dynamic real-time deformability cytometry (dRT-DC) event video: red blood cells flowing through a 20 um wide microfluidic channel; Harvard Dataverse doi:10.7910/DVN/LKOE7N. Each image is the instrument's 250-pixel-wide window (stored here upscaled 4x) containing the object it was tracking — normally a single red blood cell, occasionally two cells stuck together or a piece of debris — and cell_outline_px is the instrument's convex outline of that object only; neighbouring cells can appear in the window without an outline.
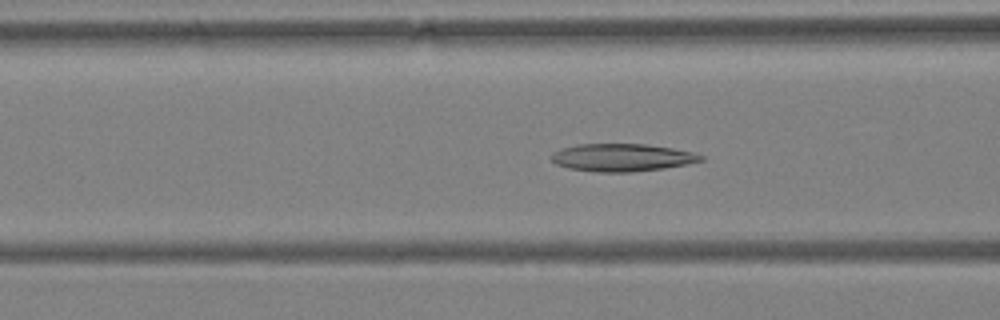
{"species": "Egyptian fruit bat (a non-hibernating species)", "species_latin": "Rousettus aegyptiacus", "temperature_condition": "warm", "stored_images_in_passage": 53, "camera_frame_rate_fps": 3000, "um_per_image_px": 0.085, "animal": {"sex": "female"}, "frame": {"image": 1, "passage_image": 22, "time_ms": 7.0, "image_size_px": [1000, 320], "cell_outline_px": [[704, 160], [688, 164], [664, 168], [632, 172], [596, 172], [568, 168], [556, 164], [552, 160], [552, 152], [560, 148], [580, 144], [648, 144], [672, 148], [692, 152], [704, 156]], "centroid_in_image_um": [52.87, 13.39], "position_along_channel_um": 113.7, "area_um2": 24.16}}
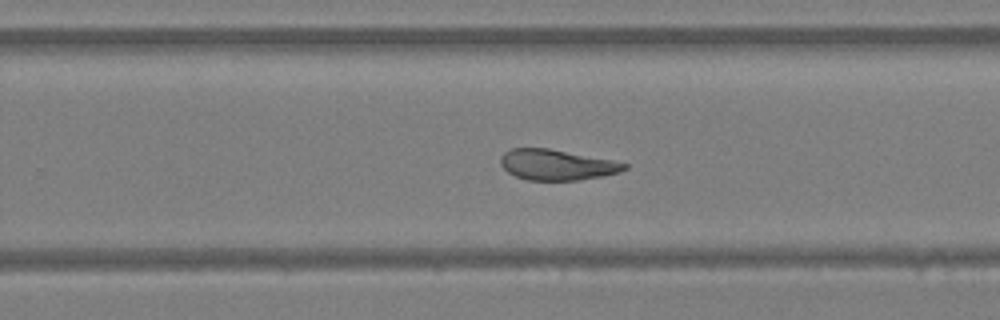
{"frame": {"image": 2, "passage_image": 35, "time_ms": 11.333, "image_size_px": [1000, 320], "cell_outline_px": [[628, 168], [620, 172], [600, 176], [576, 180], [528, 180], [516, 176], [508, 172], [500, 164], [500, 156], [504, 152], [512, 148], [548, 148], [612, 160], [628, 164]], "centroid_in_image_um": [47.3, 14.0], "position_along_channel_um": 282.5, "area_um2": 21.91}}
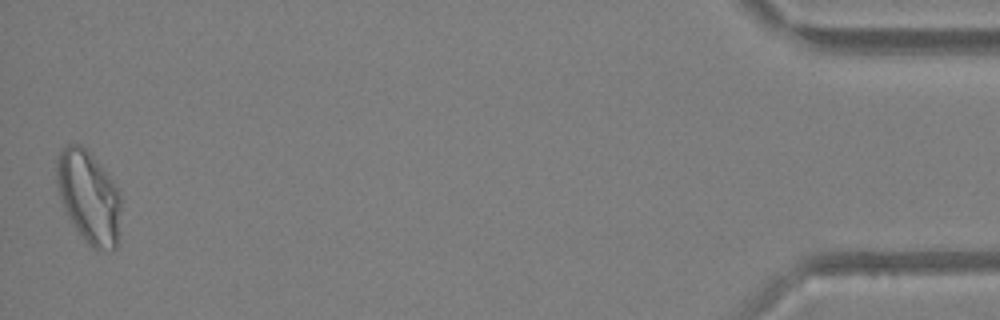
{"frame": {"image": 3, "passage_image": 53, "time_ms": 17.333, "image_size_px": [1000, 320], "cell_outline_px": [[120, 208], [116, 248], [96, 248], [88, 244], [84, 240], [68, 216], [64, 208], [60, 196], [56, 180], [56, 160], [60, 148], [68, 144], [80, 144], [96, 160], [112, 180], [120, 192]], "centroid_in_image_um": [7.51, 16.69], "position_along_channel_um": 427.7, "area_um2": 34.04}, "authors_computed_cell_mechanics": {"area_um2": 26.2412, "velocity_mm_per_s": 3.8982, "shape_relaxation_time_tau1_ms": null, "shape_relaxation_time_tau2_ms": 5.5592, "deformation_change_tau1": null, "deformation_change_tau2": 0.0867}}